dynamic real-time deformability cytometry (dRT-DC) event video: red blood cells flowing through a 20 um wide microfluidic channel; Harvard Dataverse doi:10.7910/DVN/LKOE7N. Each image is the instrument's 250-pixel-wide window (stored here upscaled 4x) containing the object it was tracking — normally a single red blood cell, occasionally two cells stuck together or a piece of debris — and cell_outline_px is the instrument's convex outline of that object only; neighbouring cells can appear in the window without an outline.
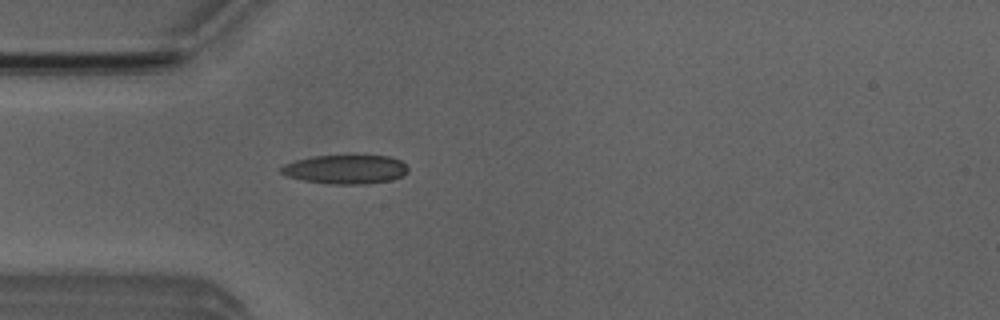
{"species": "Egyptian fruit bat (a non-hibernating species)", "species_latin": "Rousettus aegyptiacus", "temperature_condition": "room temperature", "stored_images_in_passage": 51, "camera_frame_rate_fps": 3000, "um_per_image_px": 0.085, "animal": {"sex": "male"}, "frame": {"image": 1, "passage_image": 14, "time_ms": 4.333, "image_size_px": [1000, 320], "cell_outline_px": [[408, 172], [404, 176], [392, 180], [368, 184], [332, 184], [304, 180], [288, 176], [280, 172], [280, 168], [284, 164], [296, 160], [312, 156], [352, 152], [392, 156], [400, 160], [408, 168]], "centroid_in_image_um": [29.44, 14.33], "position_along_channel_um": 55.6, "area_um2": 22.6}}
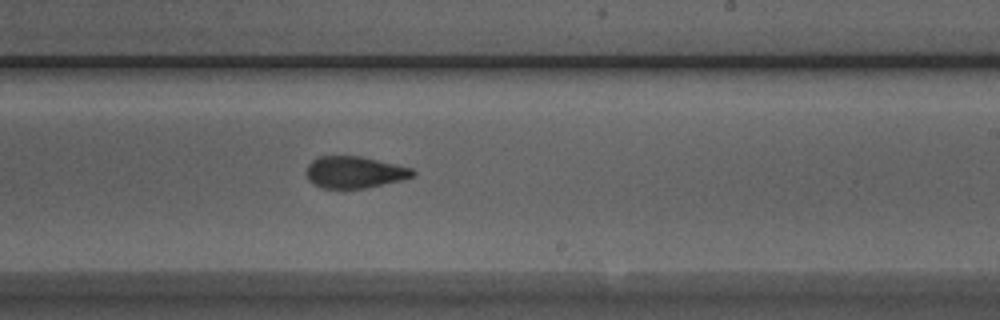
{"frame": {"image": 2, "passage_image": 30, "time_ms": 9.667, "image_size_px": [1000, 320], "cell_outline_px": [[416, 172], [412, 176], [404, 180], [364, 188], [324, 188], [312, 184], [308, 180], [308, 164], [312, 160], [320, 156], [360, 156], [412, 168]], "centroid_in_image_um": [30.14, 14.64], "position_along_channel_um": 258.9, "area_um2": 19.54}}
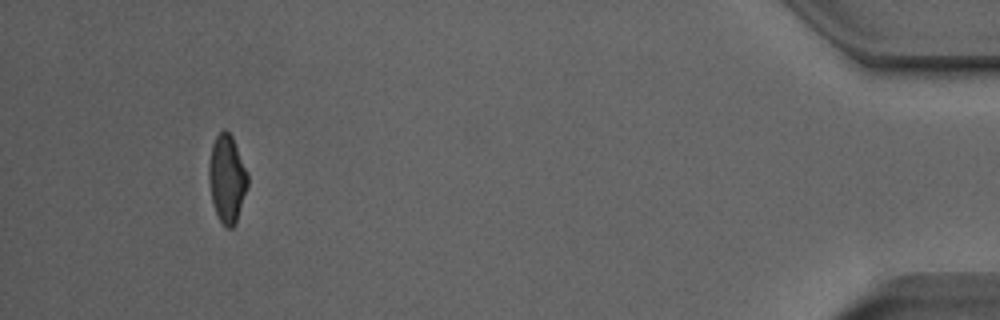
{"frame": {"image": 3, "passage_image": 48, "time_ms": 15.667, "image_size_px": [1000, 320], "cell_outline_px": [[248, 184], [236, 224], [232, 228], [224, 228], [216, 212], [212, 200], [208, 180], [208, 168], [212, 144], [216, 136], [224, 128], [232, 136], [248, 172]], "centroid_in_image_um": [19.3, 15.2], "position_along_channel_um": 415.9, "area_um2": 19.94}, "authors_computed_cell_mechanics": {"area_um2": 20.1144, "velocity_mm_per_s": 3.8801, "shape_relaxation_time_tau1_ms": 7.3473, "shape_relaxation_time_tau2_ms": 1.8724, "deformation_change_tau1": 0.1791, "deformation_change_tau2": 0.0983}}